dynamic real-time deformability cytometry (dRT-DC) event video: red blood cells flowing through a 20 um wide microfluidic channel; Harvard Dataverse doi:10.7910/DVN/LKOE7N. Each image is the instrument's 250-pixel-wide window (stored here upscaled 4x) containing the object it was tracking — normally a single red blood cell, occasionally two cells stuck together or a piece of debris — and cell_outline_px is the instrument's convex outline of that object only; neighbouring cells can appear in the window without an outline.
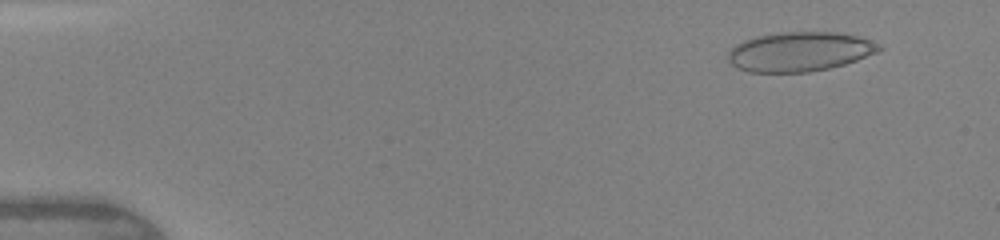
{"species": "human", "species_latin": "Homo sapiens", "temperature_condition": "warm", "stored_images_in_passage": 18, "camera_frame_rate_fps": 3000, "um_per_image_px": 0.085, "donor": {"sex": "female"}, "frame": {"image": 1, "passage_image": 3, "time_ms": 1.0, "image_size_px": [1000, 240], "cell_outline_px": [[884, 48], [876, 52], [856, 60], [844, 64], [828, 68], [808, 72], [748, 72], [732, 64], [728, 60], [728, 52], [736, 44], [744, 40], [756, 36], [776, 32], [836, 32], [856, 36], [884, 44]], "centroid_in_image_um": [67.98, 4.38], "position_along_channel_um": 17.0, "area_um2": 34.68}}
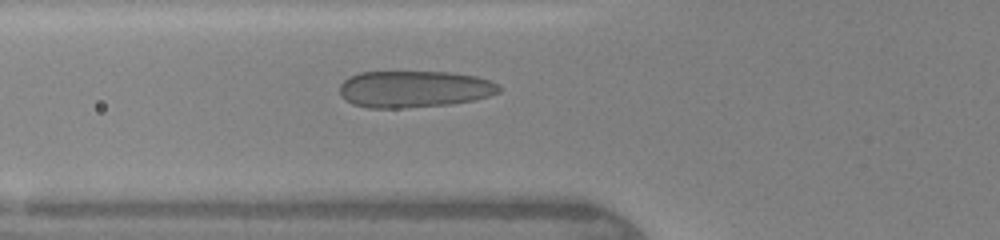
{"frame": {"image": 2, "passage_image": 13, "time_ms": 5.333, "image_size_px": [1000, 240], "cell_outline_px": [[500, 92], [476, 100], [448, 104], [404, 108], [368, 108], [352, 104], [344, 100], [340, 96], [340, 84], [348, 76], [360, 72], [452, 72], [476, 76], [492, 80], [500, 84]], "centroid_in_image_um": [35.2, 7.57], "position_along_channel_um": 90.6, "area_um2": 34.56}}
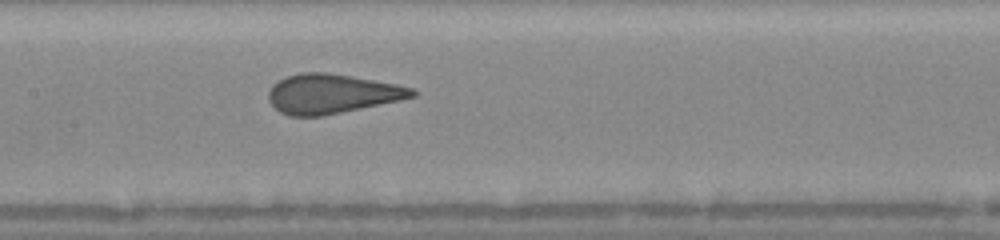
{"frame": {"image": 3, "passage_image": 18, "time_ms": 7.333, "image_size_px": [1000, 240], "cell_outline_px": [[420, 92], [416, 96], [400, 100], [324, 116], [288, 116], [280, 112], [268, 100], [268, 92], [272, 84], [284, 76], [300, 72], [324, 72], [396, 84], [412, 88]], "centroid_in_image_um": [28.18, 7.97], "position_along_channel_um": 179.2, "area_um2": 33.06}}